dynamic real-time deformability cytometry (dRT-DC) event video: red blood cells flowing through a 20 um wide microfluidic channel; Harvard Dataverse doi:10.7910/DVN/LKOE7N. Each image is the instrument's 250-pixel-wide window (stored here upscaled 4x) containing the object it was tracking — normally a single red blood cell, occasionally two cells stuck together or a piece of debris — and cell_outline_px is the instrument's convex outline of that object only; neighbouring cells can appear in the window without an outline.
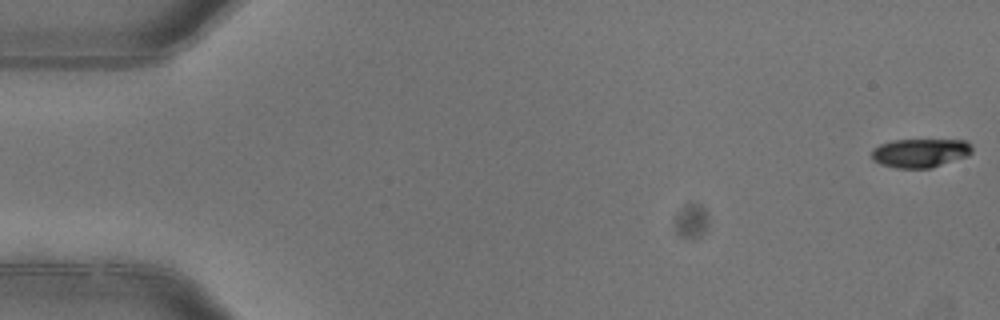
{"species": "common noctule bat (a hibernating species)", "species_latin": "Nyctalus noctula", "temperature_condition": "warm", "stored_images_in_passage": 5, "camera_frame_rate_fps": 3000, "um_per_image_px": 0.085, "animal": {"sex": "female"}, "frame": {"image": 1, "passage_image": 1, "time_ms": 0.0, "image_size_px": [1000, 320], "cell_outline_px": [[972, 152], [968, 156], [932, 168], [896, 168], [880, 164], [872, 160], [872, 148], [880, 144], [892, 140], [964, 140], [972, 148]], "centroid_in_image_um": [78.19, 13.01], "position_along_channel_um": 6.8, "area_um2": 16.94}}
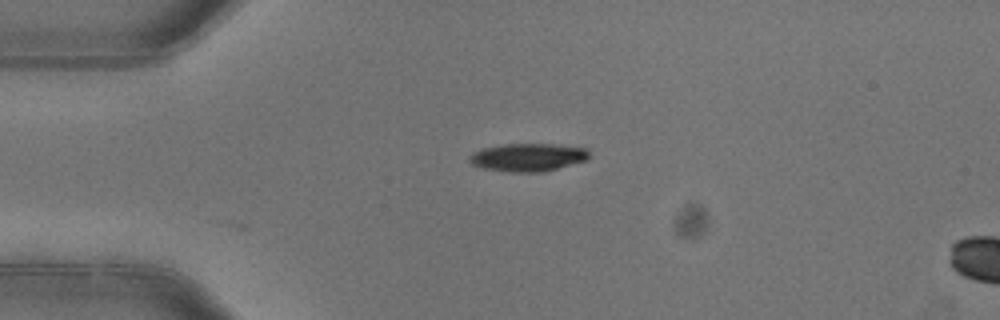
{"frame": {"image": 2, "passage_image": 4, "time_ms": 1.0, "image_size_px": [1000, 320], "cell_outline_px": [[588, 160], [540, 172], [512, 172], [484, 168], [472, 164], [468, 160], [468, 156], [472, 152], [480, 148], [500, 144], [560, 144], [588, 148]], "centroid_in_image_um": [44.85, 13.35], "position_along_channel_um": 40.2, "area_um2": 19.65}}